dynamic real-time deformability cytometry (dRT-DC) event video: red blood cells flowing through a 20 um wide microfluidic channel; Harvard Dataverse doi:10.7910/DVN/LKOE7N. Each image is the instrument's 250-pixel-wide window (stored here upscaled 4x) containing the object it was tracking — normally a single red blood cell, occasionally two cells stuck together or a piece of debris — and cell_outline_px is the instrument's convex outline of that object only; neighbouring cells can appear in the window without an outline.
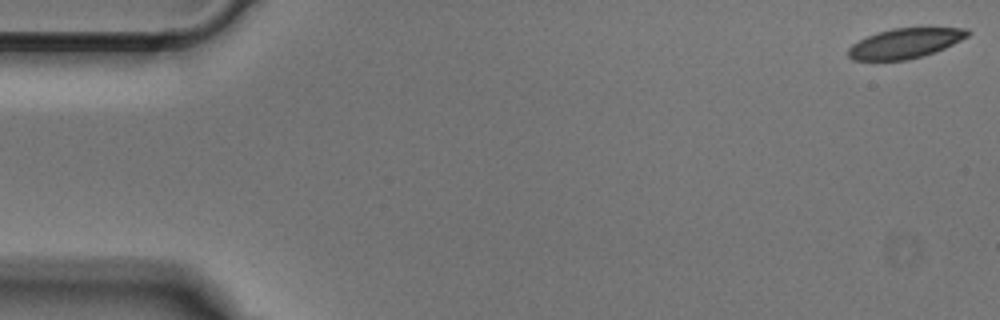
{"species": "Egyptian fruit bat (a non-hibernating species)", "species_latin": "Rousettus aegyptiacus", "temperature_condition": "cold", "stored_images_in_passage": 51, "camera_frame_rate_fps": 3000, "um_per_image_px": 0.085, "animal": {"sex": "male"}, "frame": {"image": 1, "passage_image": 1, "time_ms": 0.0, "image_size_px": [1000, 320], "cell_outline_px": [[972, 32], [968, 36], [936, 52], [908, 60], [852, 60], [848, 56], [848, 48], [852, 44], [876, 32], [892, 28], [968, 28]], "centroid_in_image_um": [76.93, 3.68], "position_along_channel_um": 8.1, "area_um2": 20.81}}
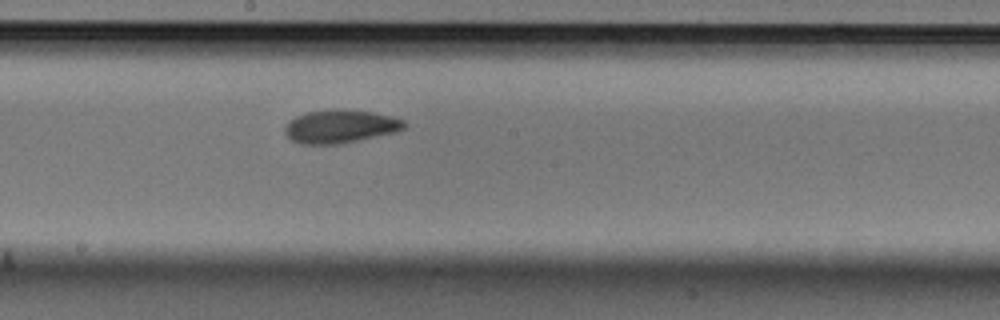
{"frame": {"image": 2, "passage_image": 27, "time_ms": 8.667, "image_size_px": [1000, 320], "cell_outline_px": [[408, 124], [404, 128], [396, 132], [340, 144], [300, 144], [292, 140], [284, 132], [284, 128], [288, 120], [296, 116], [308, 112], [372, 112], [392, 116], [404, 120]], "centroid_in_image_um": [28.93, 10.79], "position_along_channel_um": 219.3, "area_um2": 22.37}}
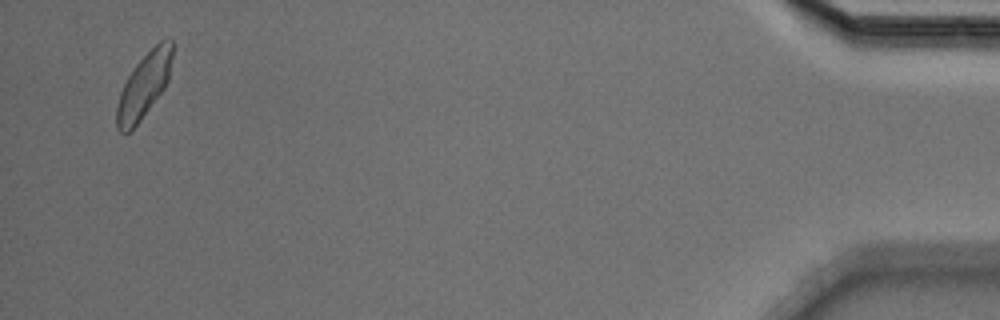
{"frame": {"image": 3, "passage_image": 49, "time_ms": 16.0, "image_size_px": [1000, 320], "cell_outline_px": [[176, 44], [168, 80], [164, 88], [140, 120], [128, 132], [120, 132], [116, 128], [116, 108], [120, 92], [128, 76], [136, 64], [160, 40], [168, 36]], "centroid_in_image_um": [12.28, 7.19], "position_along_channel_um": 422.9, "area_um2": 21.04}}